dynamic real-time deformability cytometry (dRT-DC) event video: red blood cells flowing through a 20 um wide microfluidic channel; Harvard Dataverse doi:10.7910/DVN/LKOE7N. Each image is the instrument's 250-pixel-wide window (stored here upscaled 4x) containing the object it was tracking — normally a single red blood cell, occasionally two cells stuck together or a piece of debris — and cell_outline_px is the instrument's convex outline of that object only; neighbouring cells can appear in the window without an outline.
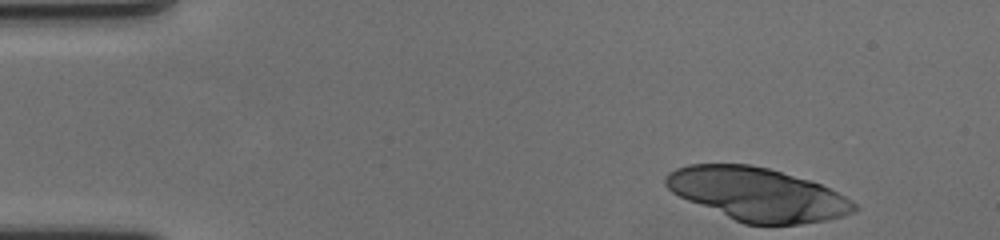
{"species": "human", "species_latin": "Homo sapiens", "temperature_condition": "cold", "stored_images_in_passage": 47, "camera_frame_rate_fps": 3000, "um_per_image_px": 0.085, "donor": {"sex": "female"}, "frame": {"image": 1, "passage_image": 1, "time_ms": 0.0, "image_size_px": [1000, 240], "cell_outline_px": [[860, 208], [856, 212], [828, 220], [800, 224], [744, 224], [688, 200], [672, 192], [664, 184], [664, 176], [668, 172], [676, 168], [688, 164], [752, 164], [768, 168], [808, 180], [820, 184], [852, 200]], "centroid_in_image_um": [64.38, 16.5], "position_along_channel_um": 20.6, "area_um2": 58.09}}
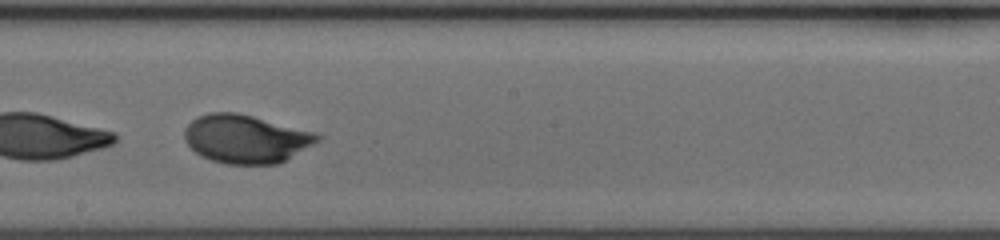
{"frame": {"image": 2, "passage_image": 28, "time_ms": 9.0, "image_size_px": [1000, 240], "cell_outline_px": [[320, 140], [284, 160], [276, 164], [224, 164], [200, 156], [184, 140], [184, 128], [196, 116], [208, 112], [236, 112], [316, 132], [320, 136]], "centroid_in_image_um": [20.85, 11.79], "position_along_channel_um": 227.4, "area_um2": 37.34}}
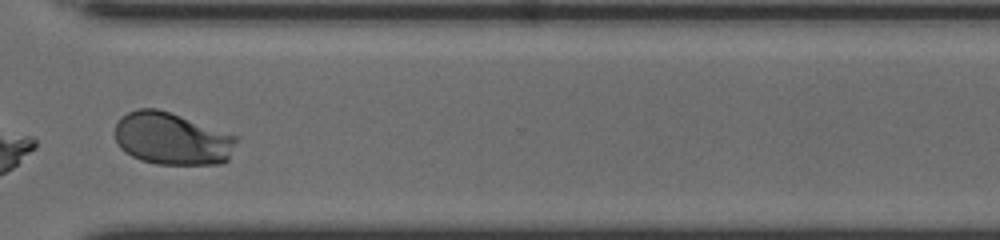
{"frame": {"image": 3, "passage_image": 39, "time_ms": 12.667, "image_size_px": [1000, 240], "cell_outline_px": [[240, 140], [228, 160], [224, 164], [156, 164], [140, 160], [124, 152], [120, 148], [116, 140], [116, 124], [120, 116], [136, 108], [156, 108], [240, 136]], "centroid_in_image_um": [14.66, 11.8], "position_along_channel_um": 355.9, "area_um2": 37.45}, "authors_computed_cell_mechanics": {"area_um2": 37.3388, "velocity_mm_per_s": 3.484, "shape_relaxation_time_tau1_ms": 1.7099, "shape_relaxation_time_tau2_ms": null, "deformation_change_tau1": 0.32, "deformation_change_tau2": null}}